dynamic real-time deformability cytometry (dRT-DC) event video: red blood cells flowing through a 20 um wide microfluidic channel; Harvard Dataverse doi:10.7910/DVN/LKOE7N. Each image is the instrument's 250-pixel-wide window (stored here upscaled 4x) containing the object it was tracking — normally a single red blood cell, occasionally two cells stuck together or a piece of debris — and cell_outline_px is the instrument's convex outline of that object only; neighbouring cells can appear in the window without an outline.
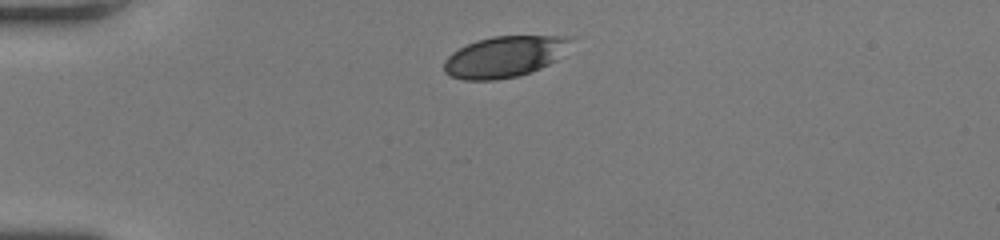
{"species": "human", "species_latin": "Homo sapiens", "temperature_condition": "room temperature", "stored_images_in_passage": 33, "camera_frame_rate_fps": 3000, "um_per_image_px": 0.085, "donor": {"sex": "female"}, "frame": {"image": 1, "passage_image": 1, "time_ms": 0.0, "image_size_px": [1000, 240], "cell_outline_px": [[572, 40], [556, 60], [532, 72], [520, 76], [496, 80], [464, 80], [452, 76], [444, 72], [444, 60], [452, 52], [476, 40], [492, 36], [572, 36]], "centroid_in_image_um": [42.86, 4.82], "position_along_channel_um": 42.1, "area_um2": 30.29}}
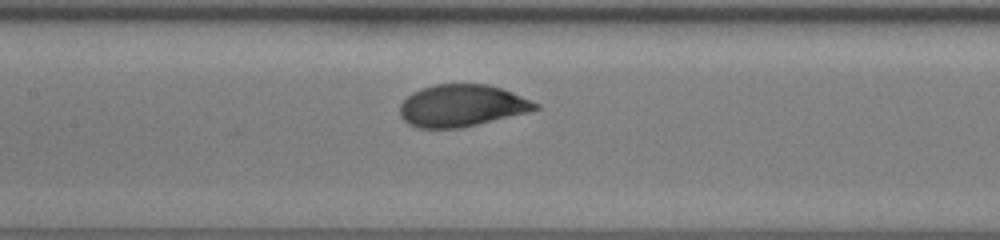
{"frame": {"image": 2, "passage_image": 13, "time_ms": 4.0, "image_size_px": [1000, 240], "cell_outline_px": [[540, 108], [528, 112], [460, 128], [416, 128], [408, 124], [400, 116], [400, 104], [412, 92], [420, 88], [436, 84], [488, 84], [512, 92], [540, 104]], "centroid_in_image_um": [39.23, 8.98], "position_along_channel_um": 168.2, "area_um2": 33.12}}
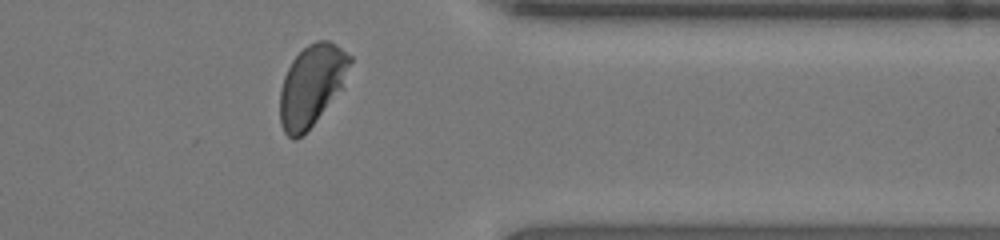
{"frame": {"image": 3, "passage_image": 29, "time_ms": 9.333, "image_size_px": [1000, 240], "cell_outline_px": [[352, 60], [344, 88], [312, 124], [296, 140], [292, 140], [284, 132], [280, 124], [280, 92], [284, 76], [292, 60], [308, 44], [316, 40], [328, 40], [336, 44], [352, 56]], "centroid_in_image_um": [26.52, 7.23], "position_along_channel_um": 384.9, "area_um2": 33.18}, "authors_computed_cell_mechanics": {"area_um2": 33.3506, "velocity_mm_per_s": 4.2159, "shape_relaxation_time_tau1_ms": 2.3784, "shape_relaxation_time_tau2_ms": null, "deformation_change_tau1": 0.1479, "deformation_change_tau2": null}}